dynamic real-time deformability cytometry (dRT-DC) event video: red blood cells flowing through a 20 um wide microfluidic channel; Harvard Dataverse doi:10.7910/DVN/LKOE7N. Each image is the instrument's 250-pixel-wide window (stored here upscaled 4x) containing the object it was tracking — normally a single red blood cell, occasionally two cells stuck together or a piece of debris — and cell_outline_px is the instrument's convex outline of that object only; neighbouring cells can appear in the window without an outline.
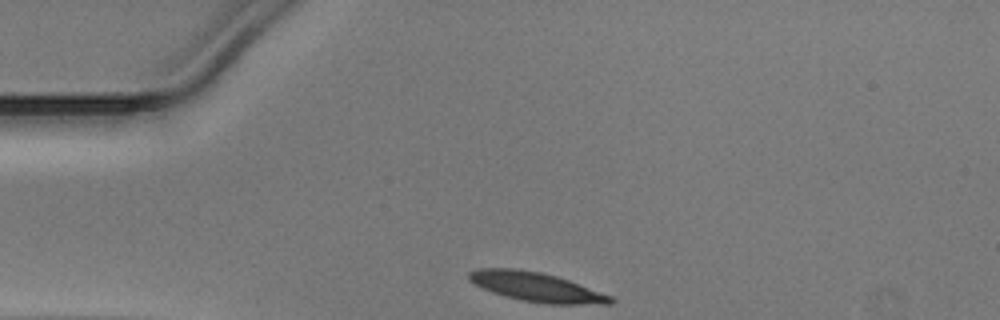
{"species": "Egyptian fruit bat (a non-hibernating species)", "species_latin": "Rousettus aegyptiacus", "temperature_condition": "warm", "stored_images_in_passage": 38, "camera_frame_rate_fps": 3000, "um_per_image_px": 0.085, "animal": {"sex": "male"}, "frame": {"image": 1, "passage_image": 1, "time_ms": 0.0, "image_size_px": [1000, 320], "cell_outline_px": [[616, 300], [612, 304], [548, 304], [520, 300], [504, 296], [480, 288], [468, 280], [468, 272], [476, 268], [516, 268], [540, 272], [556, 276], [568, 280], [612, 296]], "centroid_in_image_um": [45.55, 24.39], "position_along_channel_um": 39.5, "area_um2": 24.28}}
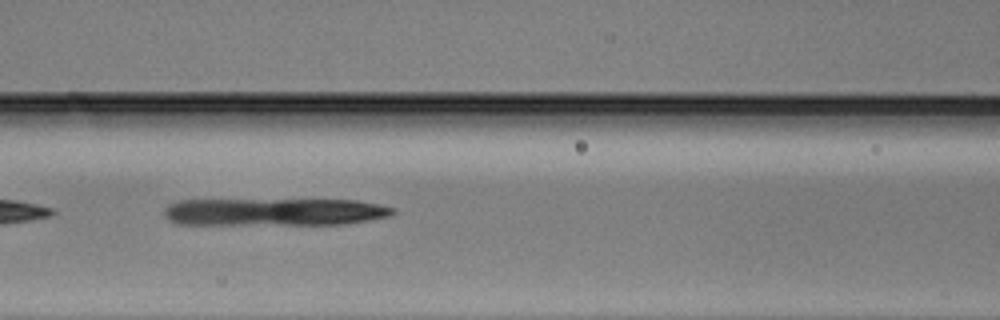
{"frame": {"image": 2, "passage_image": 10, "time_ms": 3.0, "image_size_px": [1000, 320], "cell_outline_px": [[396, 212], [388, 216], [368, 220], [344, 224], [176, 224], [168, 220], [164, 216], [164, 208], [168, 204], [176, 200], [356, 200], [396, 208]], "centroid_in_image_um": [23.26, 18.01], "position_along_channel_um": 143.3, "area_um2": 36.7}}
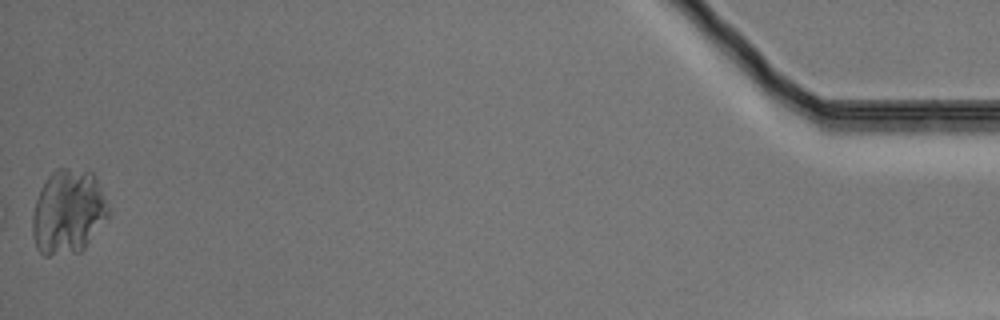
{"frame": {"image": 3, "passage_image": 38, "time_ms": 12.333, "image_size_px": [1000, 320], "cell_outline_px": [[108, 216], [84, 248], [80, 252], [48, 256], [44, 256], [36, 248], [32, 236], [32, 216], [36, 200], [48, 176], [56, 168], [68, 168], [92, 172], [96, 176], [108, 208]], "centroid_in_image_um": [5.77, 18.02], "position_along_channel_um": 429.4, "area_um2": 37.17}}